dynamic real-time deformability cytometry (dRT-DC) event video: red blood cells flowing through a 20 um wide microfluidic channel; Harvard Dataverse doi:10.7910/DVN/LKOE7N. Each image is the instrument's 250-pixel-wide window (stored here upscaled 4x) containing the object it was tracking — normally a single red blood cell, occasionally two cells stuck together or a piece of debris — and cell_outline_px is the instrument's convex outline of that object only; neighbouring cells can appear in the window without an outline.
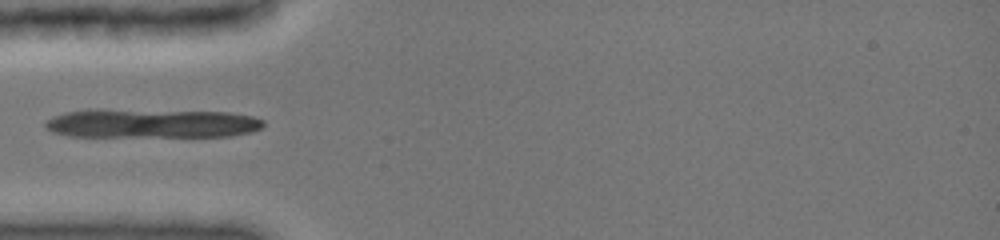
{"species": "common noctule bat (a hibernating species)", "species_latin": "Nyctalus noctula", "temperature_condition": "cold", "stored_images_in_passage": 3, "camera_frame_rate_fps": 3000, "um_per_image_px": 0.085, "animal": {"sex": "female", "body_mass_g": 19.0, "forearm_length_mm": 51.5}, "frame": {"image": 1, "passage_image": 1, "time_ms": 0.0, "image_size_px": [1000, 240], "cell_outline_px": [[264, 124], [260, 128], [252, 132], [232, 136], [68, 136], [52, 132], [44, 128], [44, 124], [52, 116], [64, 112], [88, 108], [100, 108], [228, 112], [252, 116], [264, 120]], "centroid_in_image_um": [12.82, 10.46], "position_along_channel_um": 72.2, "area_um2": 37.69}}
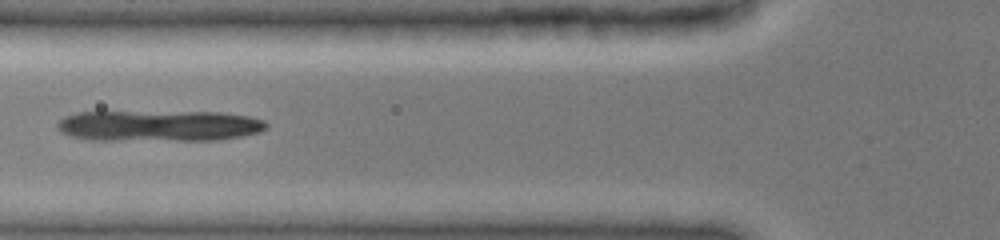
{"frame": {"image": 2, "passage_image": 2, "time_ms": 1.0, "image_size_px": [1000, 240], "cell_outline_px": [[268, 128], [260, 132], [220, 140], [92, 140], [72, 136], [60, 132], [56, 128], [56, 124], [64, 116], [76, 112], [220, 112], [248, 116], [264, 120], [268, 124]], "centroid_in_image_um": [13.51, 10.69], "position_along_channel_um": 112.3, "area_um2": 38.03}}
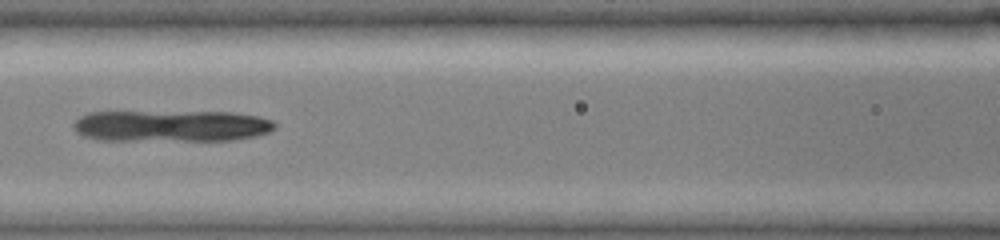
{"frame": {"image": 3, "passage_image": 3, "time_ms": 2.0, "image_size_px": [1000, 240], "cell_outline_px": [[276, 128], [268, 132], [256, 136], [232, 140], [96, 140], [84, 136], [76, 132], [72, 124], [80, 116], [88, 112], [232, 112], [260, 116], [272, 120], [276, 124]], "centroid_in_image_um": [14.57, 10.7], "position_along_channel_um": 152.0, "area_um2": 37.17}}